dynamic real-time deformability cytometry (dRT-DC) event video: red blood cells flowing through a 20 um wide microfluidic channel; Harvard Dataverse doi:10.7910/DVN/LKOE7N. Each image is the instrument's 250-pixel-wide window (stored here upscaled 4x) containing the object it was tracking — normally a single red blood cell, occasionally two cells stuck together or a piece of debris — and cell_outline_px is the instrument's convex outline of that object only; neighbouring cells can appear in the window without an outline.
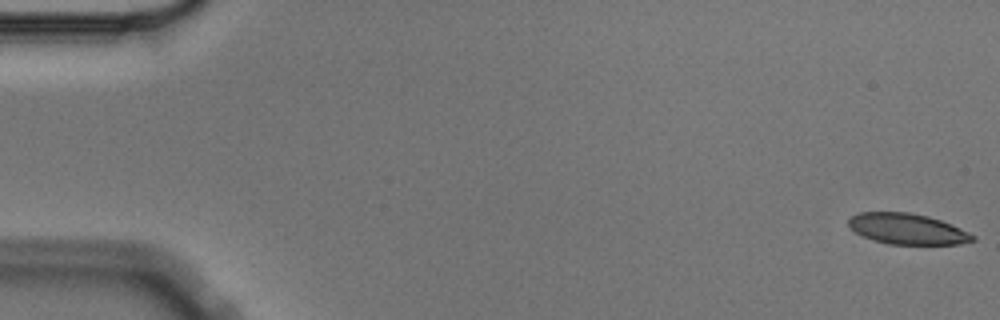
{"species": "Egyptian fruit bat (a non-hibernating species)", "species_latin": "Rousettus aegyptiacus", "temperature_condition": "cold", "stored_images_in_passage": 5, "camera_frame_rate_fps": 3000, "um_per_image_px": 0.085, "animal": {"sex": "male"}, "frame": {"image": 1, "passage_image": 1, "time_ms": 0.0, "image_size_px": [1000, 320], "cell_outline_px": [[976, 240], [960, 244], [888, 244], [872, 240], [856, 232], [848, 224], [848, 220], [852, 216], [860, 212], [912, 212], [928, 216], [952, 224], [976, 236]], "centroid_in_image_um": [77.15, 19.45], "position_along_channel_um": 7.9, "area_um2": 22.25}}
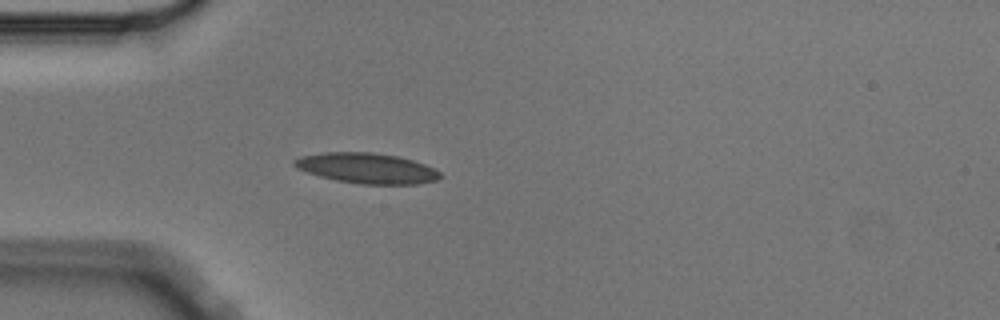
{"frame": {"image": 2, "passage_image": 5, "time_ms": 1.333, "image_size_px": [1000, 320], "cell_outline_px": [[440, 176], [436, 180], [416, 184], [360, 184], [336, 180], [320, 176], [296, 168], [292, 164], [292, 160], [300, 156], [324, 152], [372, 152], [396, 156], [412, 160], [424, 164], [440, 172]], "centroid_in_image_um": [31.13, 14.29], "position_along_channel_um": 53.9, "area_um2": 25.66}}